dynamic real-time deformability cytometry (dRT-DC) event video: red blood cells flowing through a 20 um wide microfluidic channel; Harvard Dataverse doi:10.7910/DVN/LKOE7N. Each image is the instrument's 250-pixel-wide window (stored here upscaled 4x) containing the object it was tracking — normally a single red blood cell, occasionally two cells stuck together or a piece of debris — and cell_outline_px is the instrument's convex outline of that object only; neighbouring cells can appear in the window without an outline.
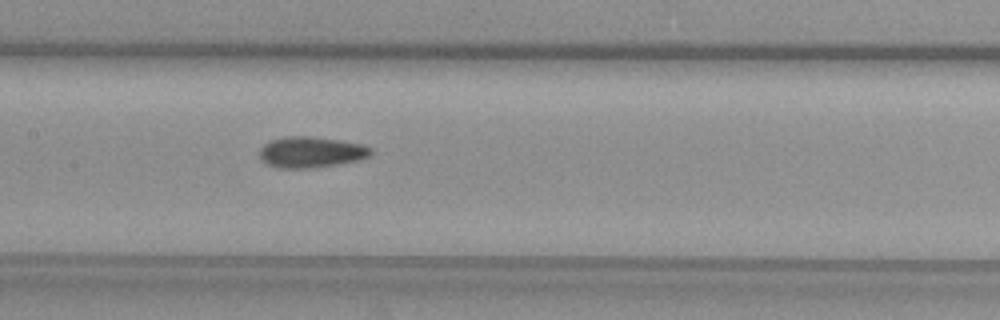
{"species": "common noctule bat (a hibernating species)", "species_latin": "Nyctalus noctula", "temperature_condition": "warm", "stored_images_in_passage": 31, "camera_frame_rate_fps": 3000, "um_per_image_px": 0.085, "animal": {"sex": "female", "body_mass_g": 29.2, "forearm_length_mm": 56.3}, "frame": {"image": 1, "passage_image": 14, "time_ms": 4.333, "image_size_px": [1000, 320], "cell_outline_px": [[372, 152], [368, 156], [360, 160], [336, 164], [308, 168], [276, 168], [260, 160], [260, 148], [264, 144], [272, 140], [284, 136], [308, 136], [336, 140], [360, 144], [372, 148]], "centroid_in_image_um": [26.4, 12.94], "position_along_channel_um": 181.0, "area_um2": 19.88}}
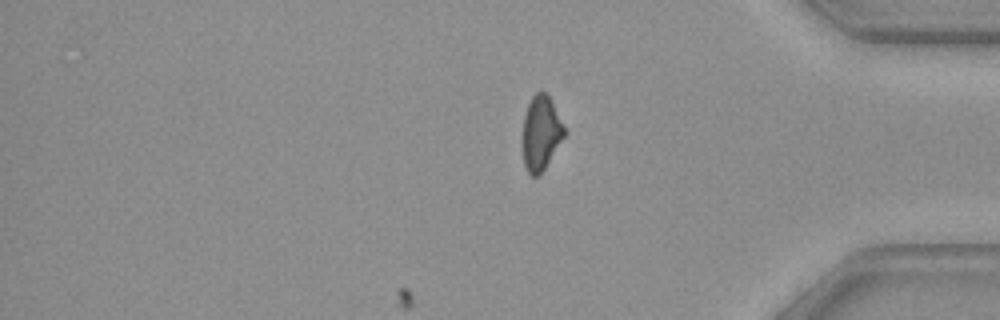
{"frame": {"image": 2, "passage_image": 31, "time_ms": 10.0, "image_size_px": [1000, 320], "cell_outline_px": [[564, 136], [540, 176], [532, 176], [528, 172], [524, 164], [524, 116], [528, 104], [532, 96], [536, 92], [544, 92], [552, 100], [564, 128]], "centroid_in_image_um": [45.98, 11.31], "position_along_channel_um": 389.2, "area_um2": 17.57}}